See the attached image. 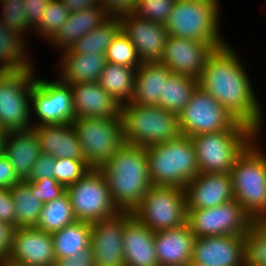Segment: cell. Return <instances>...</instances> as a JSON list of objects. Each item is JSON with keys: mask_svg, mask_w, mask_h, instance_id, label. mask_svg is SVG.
<instances>
[{"mask_svg": "<svg viewBox=\"0 0 266 266\" xmlns=\"http://www.w3.org/2000/svg\"><path fill=\"white\" fill-rule=\"evenodd\" d=\"M231 44L215 49L207 58L198 86L208 92L238 122L263 135V110L242 64Z\"/></svg>", "mask_w": 266, "mask_h": 266, "instance_id": "1", "label": "cell"}, {"mask_svg": "<svg viewBox=\"0 0 266 266\" xmlns=\"http://www.w3.org/2000/svg\"><path fill=\"white\" fill-rule=\"evenodd\" d=\"M100 171L119 211L132 212L152 185L148 173L146 148L124 144Z\"/></svg>", "mask_w": 266, "mask_h": 266, "instance_id": "2", "label": "cell"}, {"mask_svg": "<svg viewBox=\"0 0 266 266\" xmlns=\"http://www.w3.org/2000/svg\"><path fill=\"white\" fill-rule=\"evenodd\" d=\"M152 185L185 188L199 174L197 157L190 137L178 138L146 148Z\"/></svg>", "mask_w": 266, "mask_h": 266, "instance_id": "3", "label": "cell"}, {"mask_svg": "<svg viewBox=\"0 0 266 266\" xmlns=\"http://www.w3.org/2000/svg\"><path fill=\"white\" fill-rule=\"evenodd\" d=\"M219 0H177L166 21L169 36L208 42L214 49L228 44L221 36Z\"/></svg>", "mask_w": 266, "mask_h": 266, "instance_id": "4", "label": "cell"}, {"mask_svg": "<svg viewBox=\"0 0 266 266\" xmlns=\"http://www.w3.org/2000/svg\"><path fill=\"white\" fill-rule=\"evenodd\" d=\"M260 138L244 150L230 171L235 200L254 221L266 218V152Z\"/></svg>", "mask_w": 266, "mask_h": 266, "instance_id": "5", "label": "cell"}, {"mask_svg": "<svg viewBox=\"0 0 266 266\" xmlns=\"http://www.w3.org/2000/svg\"><path fill=\"white\" fill-rule=\"evenodd\" d=\"M120 117L126 144L150 147L181 135L178 115L159 106L131 102L121 105Z\"/></svg>", "mask_w": 266, "mask_h": 266, "instance_id": "6", "label": "cell"}, {"mask_svg": "<svg viewBox=\"0 0 266 266\" xmlns=\"http://www.w3.org/2000/svg\"><path fill=\"white\" fill-rule=\"evenodd\" d=\"M258 136L252 128L238 122L231 130L190 137L199 173H230L237 158Z\"/></svg>", "mask_w": 266, "mask_h": 266, "instance_id": "7", "label": "cell"}, {"mask_svg": "<svg viewBox=\"0 0 266 266\" xmlns=\"http://www.w3.org/2000/svg\"><path fill=\"white\" fill-rule=\"evenodd\" d=\"M84 160L99 169L125 144L121 118H76L72 123Z\"/></svg>", "mask_w": 266, "mask_h": 266, "instance_id": "8", "label": "cell"}, {"mask_svg": "<svg viewBox=\"0 0 266 266\" xmlns=\"http://www.w3.org/2000/svg\"><path fill=\"white\" fill-rule=\"evenodd\" d=\"M132 214L153 232L186 223V196L183 188L151 185Z\"/></svg>", "mask_w": 266, "mask_h": 266, "instance_id": "9", "label": "cell"}, {"mask_svg": "<svg viewBox=\"0 0 266 266\" xmlns=\"http://www.w3.org/2000/svg\"><path fill=\"white\" fill-rule=\"evenodd\" d=\"M65 191L78 221L94 223L119 212L100 169L91 168Z\"/></svg>", "mask_w": 266, "mask_h": 266, "instance_id": "10", "label": "cell"}, {"mask_svg": "<svg viewBox=\"0 0 266 266\" xmlns=\"http://www.w3.org/2000/svg\"><path fill=\"white\" fill-rule=\"evenodd\" d=\"M34 69L11 72L0 83V127L4 133L32 128L31 90L37 76Z\"/></svg>", "mask_w": 266, "mask_h": 266, "instance_id": "11", "label": "cell"}, {"mask_svg": "<svg viewBox=\"0 0 266 266\" xmlns=\"http://www.w3.org/2000/svg\"><path fill=\"white\" fill-rule=\"evenodd\" d=\"M35 78L31 90V125L72 123L75 117L71 87L59 78L49 81ZM35 116V117H33ZM33 118L37 120H33Z\"/></svg>", "mask_w": 266, "mask_h": 266, "instance_id": "12", "label": "cell"}, {"mask_svg": "<svg viewBox=\"0 0 266 266\" xmlns=\"http://www.w3.org/2000/svg\"><path fill=\"white\" fill-rule=\"evenodd\" d=\"M186 222L196 238L245 236L255 223L235 199L212 208L187 210Z\"/></svg>", "mask_w": 266, "mask_h": 266, "instance_id": "13", "label": "cell"}, {"mask_svg": "<svg viewBox=\"0 0 266 266\" xmlns=\"http://www.w3.org/2000/svg\"><path fill=\"white\" fill-rule=\"evenodd\" d=\"M178 119L181 135L187 137L231 130L238 123L216 99L199 86Z\"/></svg>", "mask_w": 266, "mask_h": 266, "instance_id": "14", "label": "cell"}, {"mask_svg": "<svg viewBox=\"0 0 266 266\" xmlns=\"http://www.w3.org/2000/svg\"><path fill=\"white\" fill-rule=\"evenodd\" d=\"M55 259L51 233L20 227L13 232L9 256L1 266H53Z\"/></svg>", "mask_w": 266, "mask_h": 266, "instance_id": "15", "label": "cell"}, {"mask_svg": "<svg viewBox=\"0 0 266 266\" xmlns=\"http://www.w3.org/2000/svg\"><path fill=\"white\" fill-rule=\"evenodd\" d=\"M128 211L91 223V248L95 266H125L123 232Z\"/></svg>", "mask_w": 266, "mask_h": 266, "instance_id": "16", "label": "cell"}, {"mask_svg": "<svg viewBox=\"0 0 266 266\" xmlns=\"http://www.w3.org/2000/svg\"><path fill=\"white\" fill-rule=\"evenodd\" d=\"M214 50L208 42L168 36L159 62L172 73L198 80L208 56Z\"/></svg>", "mask_w": 266, "mask_h": 266, "instance_id": "17", "label": "cell"}, {"mask_svg": "<svg viewBox=\"0 0 266 266\" xmlns=\"http://www.w3.org/2000/svg\"><path fill=\"white\" fill-rule=\"evenodd\" d=\"M191 262L200 266H245V237L222 235L196 238Z\"/></svg>", "mask_w": 266, "mask_h": 266, "instance_id": "18", "label": "cell"}, {"mask_svg": "<svg viewBox=\"0 0 266 266\" xmlns=\"http://www.w3.org/2000/svg\"><path fill=\"white\" fill-rule=\"evenodd\" d=\"M120 23L142 62L160 61L169 36L165 25L150 22L134 13L120 18Z\"/></svg>", "mask_w": 266, "mask_h": 266, "instance_id": "19", "label": "cell"}, {"mask_svg": "<svg viewBox=\"0 0 266 266\" xmlns=\"http://www.w3.org/2000/svg\"><path fill=\"white\" fill-rule=\"evenodd\" d=\"M184 191L187 210L212 208L235 199L230 173H199Z\"/></svg>", "mask_w": 266, "mask_h": 266, "instance_id": "20", "label": "cell"}, {"mask_svg": "<svg viewBox=\"0 0 266 266\" xmlns=\"http://www.w3.org/2000/svg\"><path fill=\"white\" fill-rule=\"evenodd\" d=\"M122 247L125 266H160L154 244V232L132 212L125 216Z\"/></svg>", "mask_w": 266, "mask_h": 266, "instance_id": "21", "label": "cell"}, {"mask_svg": "<svg viewBox=\"0 0 266 266\" xmlns=\"http://www.w3.org/2000/svg\"><path fill=\"white\" fill-rule=\"evenodd\" d=\"M75 117L121 118V105L98 82L70 85Z\"/></svg>", "mask_w": 266, "mask_h": 266, "instance_id": "22", "label": "cell"}, {"mask_svg": "<svg viewBox=\"0 0 266 266\" xmlns=\"http://www.w3.org/2000/svg\"><path fill=\"white\" fill-rule=\"evenodd\" d=\"M196 237L188 223L154 232V244L160 266H187L191 262Z\"/></svg>", "mask_w": 266, "mask_h": 266, "instance_id": "23", "label": "cell"}, {"mask_svg": "<svg viewBox=\"0 0 266 266\" xmlns=\"http://www.w3.org/2000/svg\"><path fill=\"white\" fill-rule=\"evenodd\" d=\"M41 153L39 139L33 128L6 133L4 155L22 181L29 177Z\"/></svg>", "mask_w": 266, "mask_h": 266, "instance_id": "24", "label": "cell"}, {"mask_svg": "<svg viewBox=\"0 0 266 266\" xmlns=\"http://www.w3.org/2000/svg\"><path fill=\"white\" fill-rule=\"evenodd\" d=\"M42 153L58 158L84 159L81 144L71 123L33 127Z\"/></svg>", "mask_w": 266, "mask_h": 266, "instance_id": "25", "label": "cell"}, {"mask_svg": "<svg viewBox=\"0 0 266 266\" xmlns=\"http://www.w3.org/2000/svg\"><path fill=\"white\" fill-rule=\"evenodd\" d=\"M58 61L59 79L69 85L98 82L107 63L101 53L74 54L70 49L62 52Z\"/></svg>", "mask_w": 266, "mask_h": 266, "instance_id": "26", "label": "cell"}, {"mask_svg": "<svg viewBox=\"0 0 266 266\" xmlns=\"http://www.w3.org/2000/svg\"><path fill=\"white\" fill-rule=\"evenodd\" d=\"M172 72L159 61L142 62L136 69L131 103L158 106L164 101V82Z\"/></svg>", "mask_w": 266, "mask_h": 266, "instance_id": "27", "label": "cell"}, {"mask_svg": "<svg viewBox=\"0 0 266 266\" xmlns=\"http://www.w3.org/2000/svg\"><path fill=\"white\" fill-rule=\"evenodd\" d=\"M108 17L101 6L92 7L76 13H70L58 34L48 43L55 49L64 52L76 41L92 31ZM53 44V45H52Z\"/></svg>", "mask_w": 266, "mask_h": 266, "instance_id": "28", "label": "cell"}, {"mask_svg": "<svg viewBox=\"0 0 266 266\" xmlns=\"http://www.w3.org/2000/svg\"><path fill=\"white\" fill-rule=\"evenodd\" d=\"M28 44L21 34L5 27L0 21V68L9 72H21L34 68V62L26 51Z\"/></svg>", "mask_w": 266, "mask_h": 266, "instance_id": "29", "label": "cell"}, {"mask_svg": "<svg viewBox=\"0 0 266 266\" xmlns=\"http://www.w3.org/2000/svg\"><path fill=\"white\" fill-rule=\"evenodd\" d=\"M56 258H69L91 247V223L76 221L51 234Z\"/></svg>", "mask_w": 266, "mask_h": 266, "instance_id": "30", "label": "cell"}, {"mask_svg": "<svg viewBox=\"0 0 266 266\" xmlns=\"http://www.w3.org/2000/svg\"><path fill=\"white\" fill-rule=\"evenodd\" d=\"M136 69L115 63H106L98 83L120 105L131 102L135 88Z\"/></svg>", "mask_w": 266, "mask_h": 266, "instance_id": "31", "label": "cell"}, {"mask_svg": "<svg viewBox=\"0 0 266 266\" xmlns=\"http://www.w3.org/2000/svg\"><path fill=\"white\" fill-rule=\"evenodd\" d=\"M10 190L16 214V228L35 227L44 203L33 195L26 181L15 184Z\"/></svg>", "mask_w": 266, "mask_h": 266, "instance_id": "32", "label": "cell"}, {"mask_svg": "<svg viewBox=\"0 0 266 266\" xmlns=\"http://www.w3.org/2000/svg\"><path fill=\"white\" fill-rule=\"evenodd\" d=\"M120 30V18L108 17L100 25L76 41L70 50L74 54H105L108 46Z\"/></svg>", "mask_w": 266, "mask_h": 266, "instance_id": "33", "label": "cell"}, {"mask_svg": "<svg viewBox=\"0 0 266 266\" xmlns=\"http://www.w3.org/2000/svg\"><path fill=\"white\" fill-rule=\"evenodd\" d=\"M197 87V79L171 73L164 82V101H159L158 106L179 115Z\"/></svg>", "mask_w": 266, "mask_h": 266, "instance_id": "34", "label": "cell"}, {"mask_svg": "<svg viewBox=\"0 0 266 266\" xmlns=\"http://www.w3.org/2000/svg\"><path fill=\"white\" fill-rule=\"evenodd\" d=\"M76 221L69 196L65 191L58 198L44 203L35 227L52 234Z\"/></svg>", "mask_w": 266, "mask_h": 266, "instance_id": "35", "label": "cell"}, {"mask_svg": "<svg viewBox=\"0 0 266 266\" xmlns=\"http://www.w3.org/2000/svg\"><path fill=\"white\" fill-rule=\"evenodd\" d=\"M70 12L60 0H50L44 11L39 25L33 30V34L50 42L59 32L61 26L66 22Z\"/></svg>", "mask_w": 266, "mask_h": 266, "instance_id": "36", "label": "cell"}, {"mask_svg": "<svg viewBox=\"0 0 266 266\" xmlns=\"http://www.w3.org/2000/svg\"><path fill=\"white\" fill-rule=\"evenodd\" d=\"M244 237L245 266H266V225L255 221Z\"/></svg>", "mask_w": 266, "mask_h": 266, "instance_id": "37", "label": "cell"}, {"mask_svg": "<svg viewBox=\"0 0 266 266\" xmlns=\"http://www.w3.org/2000/svg\"><path fill=\"white\" fill-rule=\"evenodd\" d=\"M105 55L108 62L128 66L130 68L138 69L142 64V60L139 58L136 48L122 30L113 38Z\"/></svg>", "mask_w": 266, "mask_h": 266, "instance_id": "38", "label": "cell"}, {"mask_svg": "<svg viewBox=\"0 0 266 266\" xmlns=\"http://www.w3.org/2000/svg\"><path fill=\"white\" fill-rule=\"evenodd\" d=\"M24 0H0L1 19L0 21L5 27L10 28L21 34L26 40L25 36L28 32L34 29L28 24L26 12L24 11Z\"/></svg>", "mask_w": 266, "mask_h": 266, "instance_id": "39", "label": "cell"}, {"mask_svg": "<svg viewBox=\"0 0 266 266\" xmlns=\"http://www.w3.org/2000/svg\"><path fill=\"white\" fill-rule=\"evenodd\" d=\"M90 169L84 159L58 158L55 159V180L67 188Z\"/></svg>", "mask_w": 266, "mask_h": 266, "instance_id": "40", "label": "cell"}, {"mask_svg": "<svg viewBox=\"0 0 266 266\" xmlns=\"http://www.w3.org/2000/svg\"><path fill=\"white\" fill-rule=\"evenodd\" d=\"M177 0H137L135 15L165 24Z\"/></svg>", "mask_w": 266, "mask_h": 266, "instance_id": "41", "label": "cell"}, {"mask_svg": "<svg viewBox=\"0 0 266 266\" xmlns=\"http://www.w3.org/2000/svg\"><path fill=\"white\" fill-rule=\"evenodd\" d=\"M27 183L31 186L33 195L43 203L52 201L65 192V188L51 178H42L41 180Z\"/></svg>", "mask_w": 266, "mask_h": 266, "instance_id": "42", "label": "cell"}, {"mask_svg": "<svg viewBox=\"0 0 266 266\" xmlns=\"http://www.w3.org/2000/svg\"><path fill=\"white\" fill-rule=\"evenodd\" d=\"M42 178L55 179V158L41 153L33 165L32 171L26 182L38 181Z\"/></svg>", "mask_w": 266, "mask_h": 266, "instance_id": "43", "label": "cell"}, {"mask_svg": "<svg viewBox=\"0 0 266 266\" xmlns=\"http://www.w3.org/2000/svg\"><path fill=\"white\" fill-rule=\"evenodd\" d=\"M107 17L122 18L136 11L137 0H99Z\"/></svg>", "mask_w": 266, "mask_h": 266, "instance_id": "44", "label": "cell"}, {"mask_svg": "<svg viewBox=\"0 0 266 266\" xmlns=\"http://www.w3.org/2000/svg\"><path fill=\"white\" fill-rule=\"evenodd\" d=\"M15 207L10 190L0 187V221L16 228Z\"/></svg>", "mask_w": 266, "mask_h": 266, "instance_id": "45", "label": "cell"}, {"mask_svg": "<svg viewBox=\"0 0 266 266\" xmlns=\"http://www.w3.org/2000/svg\"><path fill=\"white\" fill-rule=\"evenodd\" d=\"M50 0H24V11L26 12V18L28 24L35 29L39 23L40 19L46 10Z\"/></svg>", "mask_w": 266, "mask_h": 266, "instance_id": "46", "label": "cell"}, {"mask_svg": "<svg viewBox=\"0 0 266 266\" xmlns=\"http://www.w3.org/2000/svg\"><path fill=\"white\" fill-rule=\"evenodd\" d=\"M53 266H95L92 248L69 258H56Z\"/></svg>", "mask_w": 266, "mask_h": 266, "instance_id": "47", "label": "cell"}, {"mask_svg": "<svg viewBox=\"0 0 266 266\" xmlns=\"http://www.w3.org/2000/svg\"><path fill=\"white\" fill-rule=\"evenodd\" d=\"M21 181L7 157L0 156V187L11 189Z\"/></svg>", "mask_w": 266, "mask_h": 266, "instance_id": "48", "label": "cell"}, {"mask_svg": "<svg viewBox=\"0 0 266 266\" xmlns=\"http://www.w3.org/2000/svg\"><path fill=\"white\" fill-rule=\"evenodd\" d=\"M15 227L0 221V266L7 260Z\"/></svg>", "mask_w": 266, "mask_h": 266, "instance_id": "49", "label": "cell"}, {"mask_svg": "<svg viewBox=\"0 0 266 266\" xmlns=\"http://www.w3.org/2000/svg\"><path fill=\"white\" fill-rule=\"evenodd\" d=\"M70 13L100 6L99 0H60Z\"/></svg>", "mask_w": 266, "mask_h": 266, "instance_id": "50", "label": "cell"}, {"mask_svg": "<svg viewBox=\"0 0 266 266\" xmlns=\"http://www.w3.org/2000/svg\"><path fill=\"white\" fill-rule=\"evenodd\" d=\"M5 137L6 135H0V156L4 154Z\"/></svg>", "mask_w": 266, "mask_h": 266, "instance_id": "51", "label": "cell"}, {"mask_svg": "<svg viewBox=\"0 0 266 266\" xmlns=\"http://www.w3.org/2000/svg\"><path fill=\"white\" fill-rule=\"evenodd\" d=\"M11 72H9L6 69H2L0 68V83L10 74Z\"/></svg>", "mask_w": 266, "mask_h": 266, "instance_id": "52", "label": "cell"}, {"mask_svg": "<svg viewBox=\"0 0 266 266\" xmlns=\"http://www.w3.org/2000/svg\"><path fill=\"white\" fill-rule=\"evenodd\" d=\"M187 266H200V265H197V264H195L193 262H190Z\"/></svg>", "mask_w": 266, "mask_h": 266, "instance_id": "53", "label": "cell"}, {"mask_svg": "<svg viewBox=\"0 0 266 266\" xmlns=\"http://www.w3.org/2000/svg\"><path fill=\"white\" fill-rule=\"evenodd\" d=\"M0 135H6V133H4V132L1 130V127H0Z\"/></svg>", "mask_w": 266, "mask_h": 266, "instance_id": "54", "label": "cell"}, {"mask_svg": "<svg viewBox=\"0 0 266 266\" xmlns=\"http://www.w3.org/2000/svg\"><path fill=\"white\" fill-rule=\"evenodd\" d=\"M266 225V218L261 220Z\"/></svg>", "mask_w": 266, "mask_h": 266, "instance_id": "55", "label": "cell"}]
</instances>
